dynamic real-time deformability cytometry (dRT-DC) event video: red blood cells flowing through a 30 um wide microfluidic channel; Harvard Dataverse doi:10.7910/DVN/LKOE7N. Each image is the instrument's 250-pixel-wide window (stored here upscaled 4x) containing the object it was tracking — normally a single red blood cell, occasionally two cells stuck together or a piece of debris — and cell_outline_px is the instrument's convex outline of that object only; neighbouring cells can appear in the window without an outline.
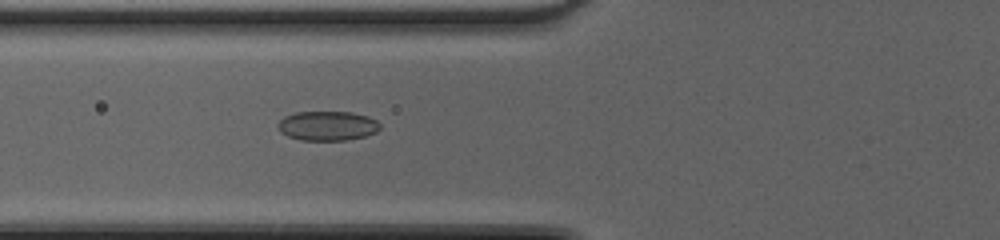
{"species": "common noctule bat (a hibernating species)", "species_latin": "Nyctalus noctula", "temperature_condition": "cold", "stored_images_in_passage": 38, "camera_frame_rate_fps": 3000, "um_per_image_px": 0.085, "animal": {"sex": "female", "body_mass_g": 20.0, "forearm_length_mm": 54.0}, "frame": {"image": 1, "passage_image": 9, "time_ms": 2.667, "image_size_px": [1000, 240], "cell_outline_px": [[380, 128], [376, 132], [364, 136], [348, 140], [300, 140], [288, 136], [280, 132], [276, 124], [284, 116], [296, 112], [352, 112], [368, 116], [376, 120], [380, 124]], "centroid_in_image_um": [27.82, 10.69], "position_along_channel_um": 98.0, "area_um2": 17.63}}
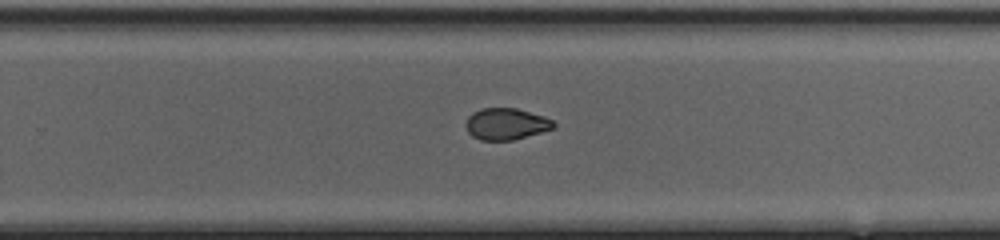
{"frame": {"image": 2, "passage_image": 22, "time_ms": 7.0, "image_size_px": [1000, 240], "cell_outline_px": [[556, 124], [552, 128], [540, 132], [512, 140], [480, 140], [472, 136], [468, 132], [464, 124], [468, 116], [472, 112], [480, 108], [516, 108], [544, 116], [552, 120]], "centroid_in_image_um": [42.96, 10.52], "position_along_channel_um": 286.8, "area_um2": 16.13}}
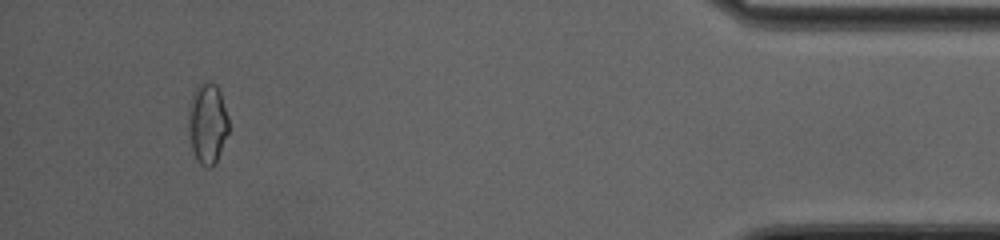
{"frame": {"image": 3, "passage_image": 35, "time_ms": 11.333, "image_size_px": [1000, 240], "cell_outline_px": [[228, 132], [216, 164], [212, 168], [208, 168], [200, 164], [196, 160], [192, 148], [188, 132], [188, 104], [196, 88], [200, 84], [208, 80], [216, 84], [220, 92], [228, 116]], "centroid_in_image_um": [17.62, 10.51], "position_along_channel_um": 417.6, "area_um2": 19.19}, "authors_computed_cell_mechanics": {"area_um2": 17.1666, "velocity_mm_per_s": 4.3594, "shape_relaxation_time_tau1_ms": 6.8904, "shape_relaxation_time_tau2_ms": 1.8793, "deformation_change_tau1": 0.1472, "deformation_change_tau2": 0.0511}}